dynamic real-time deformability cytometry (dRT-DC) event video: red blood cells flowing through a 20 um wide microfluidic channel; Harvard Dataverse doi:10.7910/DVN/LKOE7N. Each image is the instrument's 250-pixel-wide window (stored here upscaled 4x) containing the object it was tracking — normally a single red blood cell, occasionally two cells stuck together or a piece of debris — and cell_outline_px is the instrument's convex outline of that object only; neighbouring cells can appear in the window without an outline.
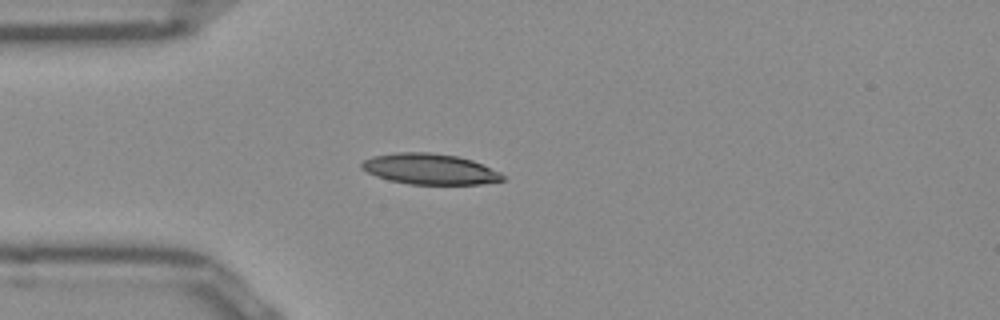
{"species": "Egyptian fruit bat (a non-hibernating species)", "species_latin": "Rousettus aegyptiacus", "temperature_condition": "room temperature", "stored_images_in_passage": 28, "camera_frame_rate_fps": 3000, "um_per_image_px": 0.085, "frame": {"image": 1, "passage_image": 1, "time_ms": 0.0, "image_size_px": [1000, 320], "cell_outline_px": [[504, 180], [480, 184], [408, 184], [388, 180], [376, 176], [360, 168], [360, 164], [364, 160], [372, 156], [396, 152], [428, 152], [456, 156], [472, 160], [500, 172], [504, 176]], "centroid_in_image_um": [36.5, 14.37], "position_along_channel_um": 48.5, "area_um2": 25.2}}
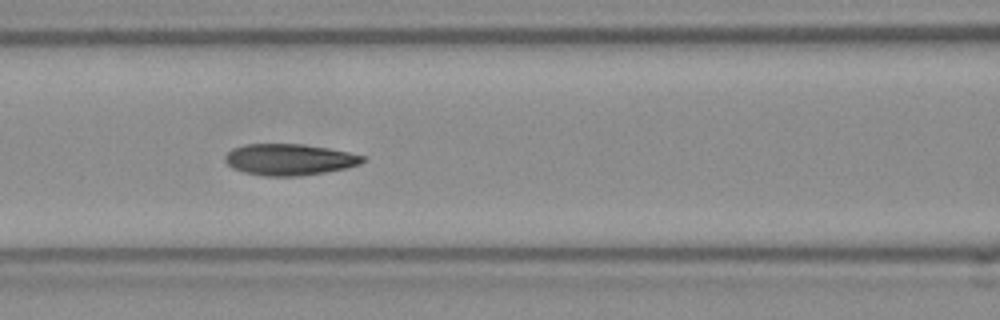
{"frame": {"image": 2, "passage_image": 9, "time_ms": 2.667, "image_size_px": [1000, 320], "cell_outline_px": [[364, 160], [360, 164], [348, 168], [300, 176], [264, 176], [244, 172], [232, 168], [224, 160], [224, 156], [232, 148], [248, 144], [304, 144], [328, 148], [348, 152], [364, 156]], "centroid_in_image_um": [24.58, 13.56], "position_along_channel_um": 142.0, "area_um2": 25.14}}
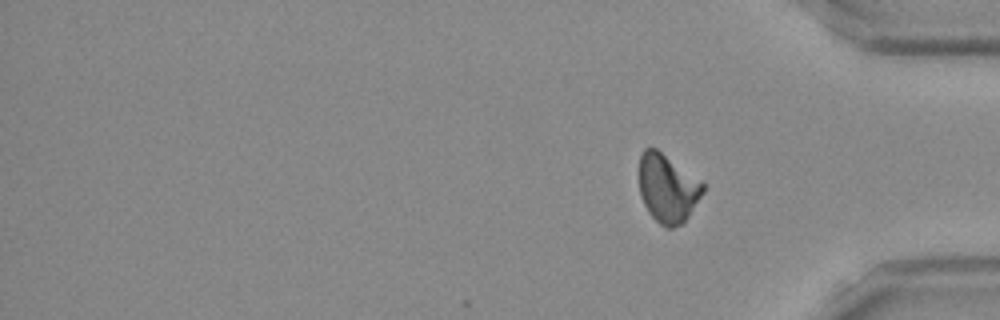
{"frame": {"image": 3, "passage_image": 28, "time_ms": 9.0, "image_size_px": [1000, 320], "cell_outline_px": [[704, 192], [688, 216], [680, 224], [672, 228], [668, 228], [660, 224], [648, 212], [644, 204], [640, 192], [640, 152], [644, 148], [656, 148], [704, 184]], "centroid_in_image_um": [56.72, 16.01], "position_along_channel_um": 378.5, "area_um2": 24.91}, "authors_computed_cell_mechanics": {"area_um2": 25.143, "velocity_mm_per_s": 3.889, "shape_relaxation_time_tau1_ms": 4.8588, "shape_relaxation_time_tau2_ms": 2.008, "deformation_change_tau1": 0.1636, "deformation_change_tau2": 0.0847}}